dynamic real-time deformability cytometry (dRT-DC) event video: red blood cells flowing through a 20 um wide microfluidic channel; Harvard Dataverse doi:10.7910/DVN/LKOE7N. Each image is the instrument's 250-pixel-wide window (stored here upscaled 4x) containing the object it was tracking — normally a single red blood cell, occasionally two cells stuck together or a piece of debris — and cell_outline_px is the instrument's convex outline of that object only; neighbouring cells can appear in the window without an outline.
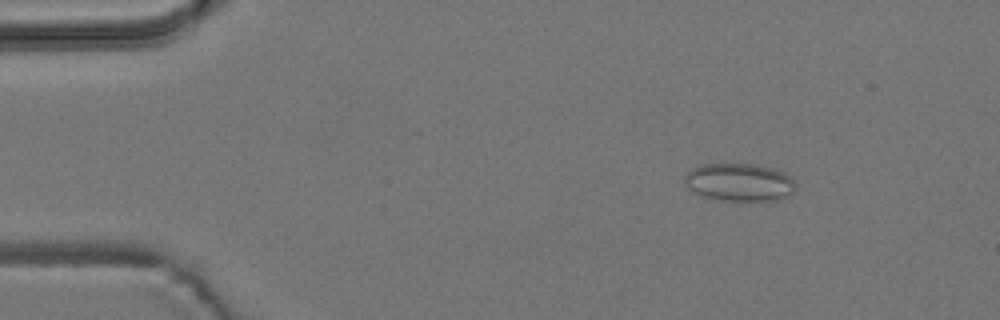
{"species": "common noctule bat (a hibernating species)", "species_latin": "Nyctalus noctula", "temperature_condition": "room temperature", "stored_images_in_passage": 54, "camera_frame_rate_fps": 3000, "um_per_image_px": 0.085, "animal": {"sex": "male", "body_mass_g": 19.2, "forearm_length_mm": 51.8}, "frame": {"image": 1, "passage_image": 7, "time_ms": 2.0, "image_size_px": [1000, 320], "cell_outline_px": [[796, 188], [788, 196], [780, 200], [724, 200], [704, 196], [692, 192], [688, 188], [684, 180], [684, 176], [692, 168], [704, 164], [752, 164], [772, 168], [788, 176], [796, 184]], "centroid_in_image_um": [62.83, 15.49], "position_along_channel_um": 22.2, "area_um2": 24.22}}
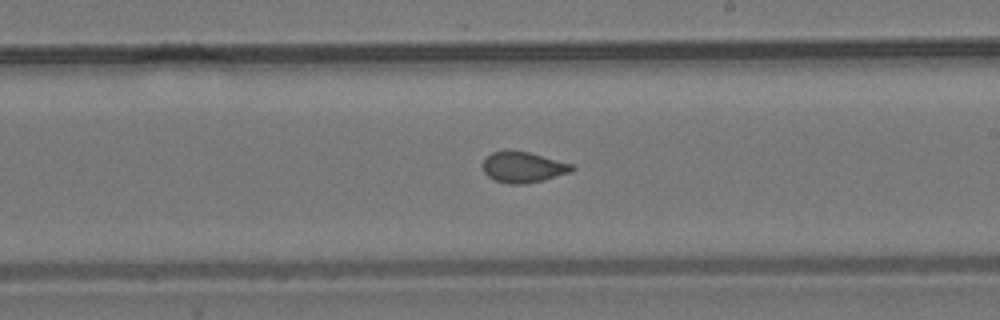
{"frame": {"image": 2, "passage_image": 31, "time_ms": 10.0, "image_size_px": [1000, 320], "cell_outline_px": [[576, 168], [572, 172], [544, 180], [524, 184], [508, 184], [496, 180], [488, 176], [484, 172], [484, 160], [492, 152], [528, 152], [572, 164]], "centroid_in_image_um": [44.52, 14.24], "position_along_channel_um": 244.5, "area_um2": 15.61}}
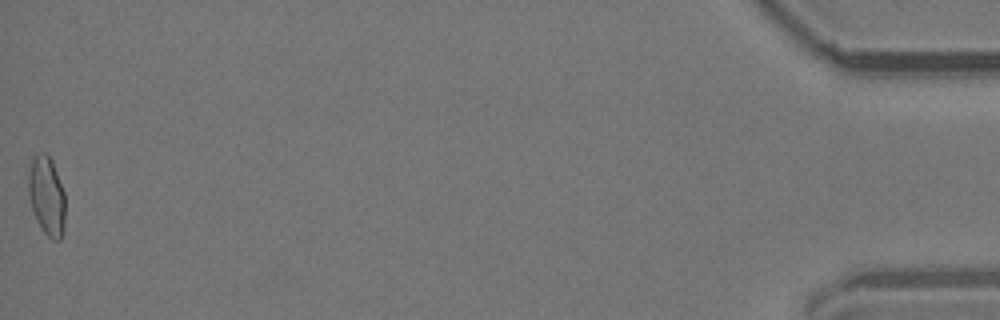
{"frame": {"image": 3, "passage_image": 54, "time_ms": 17.667, "image_size_px": [1000, 320], "cell_outline_px": [[64, 232], [60, 240], [52, 240], [44, 232], [36, 220], [32, 208], [28, 192], [28, 172], [32, 160], [40, 152], [44, 152], [52, 160], [64, 192]], "centroid_in_image_um": [3.97, 16.67], "position_along_channel_um": 431.2, "area_um2": 16.88}}